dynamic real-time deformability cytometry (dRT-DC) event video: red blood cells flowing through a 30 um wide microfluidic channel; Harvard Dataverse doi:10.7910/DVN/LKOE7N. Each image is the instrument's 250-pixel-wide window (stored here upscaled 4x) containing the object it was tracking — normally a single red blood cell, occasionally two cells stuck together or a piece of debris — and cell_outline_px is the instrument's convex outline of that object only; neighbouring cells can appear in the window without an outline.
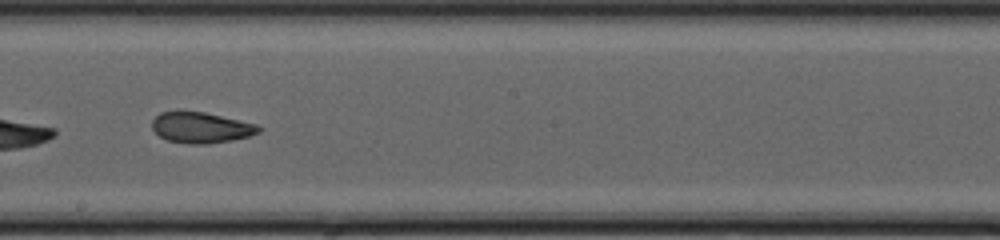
{"species": "common noctule bat (a hibernating species)", "species_latin": "Nyctalus noctula", "temperature_condition": "cold", "stored_images_in_passage": 27, "camera_frame_rate_fps": 3000, "um_per_image_px": 0.085, "animal": {"sex": "female", "body_mass_g": 20.0, "forearm_length_mm": 54.0}, "frame": {"image": 1, "passage_image": 12, "time_ms": 3.667, "image_size_px": [1000, 240], "cell_outline_px": [[260, 132], [248, 136], [232, 140], [208, 144], [188, 144], [168, 140], [160, 136], [152, 128], [152, 120], [160, 112], [176, 108], [180, 108], [204, 112], [256, 124], [260, 128]], "centroid_in_image_um": [17.01, 10.8], "position_along_channel_um": 231.2, "area_um2": 19.54}, "authors_computed_cell_mechanics": {"area_um2": 20.0566, "velocity_mm_per_s": 4.2168, "shape_relaxation_time_tau1_ms": 5.0453, "shape_relaxation_time_tau2_ms": 2.3891, "deformation_change_tau1": 0.1388, "deformation_change_tau2": 0.0854}}